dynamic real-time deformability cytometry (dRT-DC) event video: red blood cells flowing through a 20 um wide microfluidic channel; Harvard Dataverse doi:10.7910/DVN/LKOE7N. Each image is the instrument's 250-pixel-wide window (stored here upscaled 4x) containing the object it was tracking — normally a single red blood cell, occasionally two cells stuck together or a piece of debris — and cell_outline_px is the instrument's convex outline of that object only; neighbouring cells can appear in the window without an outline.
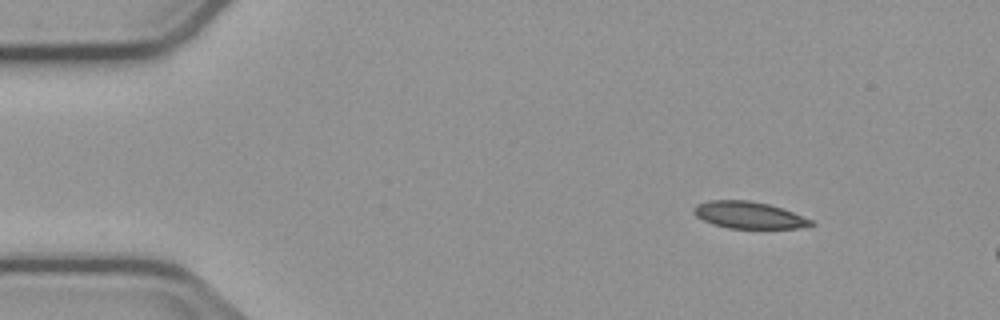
{"species": "common noctule bat (a hibernating species)", "species_latin": "Nyctalus noctula", "temperature_condition": "cold", "stored_images_in_passage": 3, "camera_frame_rate_fps": 3000, "um_per_image_px": 0.085, "animal": {"sex": "male", "body_mass_g": 23.1, "forearm_length_mm": 52.7}, "frame": {"image": 1, "passage_image": 1, "time_ms": 0.0, "image_size_px": [1000, 320], "cell_outline_px": [[816, 224], [800, 228], [728, 228], [712, 224], [696, 216], [692, 212], [692, 208], [696, 204], [708, 200], [748, 200], [768, 204], [792, 212], [812, 220]], "centroid_in_image_um": [63.6, 18.28], "position_along_channel_um": 21.4, "area_um2": 18.32}}